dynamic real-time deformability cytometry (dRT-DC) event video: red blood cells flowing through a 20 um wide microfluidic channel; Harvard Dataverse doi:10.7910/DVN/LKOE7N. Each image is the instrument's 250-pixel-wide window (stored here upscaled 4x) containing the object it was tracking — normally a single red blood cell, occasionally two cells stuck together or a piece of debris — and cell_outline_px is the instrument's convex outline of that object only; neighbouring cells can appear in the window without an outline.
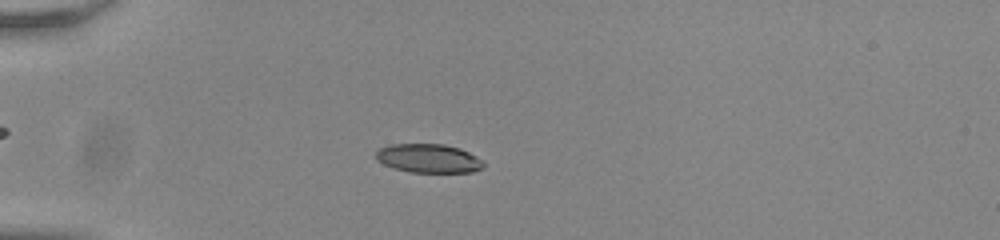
{"species": "common noctule bat (a hibernating species)", "species_latin": "Nyctalus noctula", "temperature_condition": "room temperature", "stored_images_in_passage": 56, "camera_frame_rate_fps": 3000, "um_per_image_px": 0.085, "animal": {"sex": "male", "body_mass_g": 20.0, "forearm_length_mm": 53.3}, "frame": {"image": 1, "passage_image": 17, "time_ms": 5.333, "image_size_px": [1000, 240], "cell_outline_px": [[484, 168], [472, 172], [412, 172], [396, 168], [384, 164], [376, 160], [376, 152], [380, 148], [392, 144], [444, 144], [460, 148], [476, 156], [484, 164]], "centroid_in_image_um": [36.44, 13.46], "position_along_channel_um": 48.6, "area_um2": 17.92}}
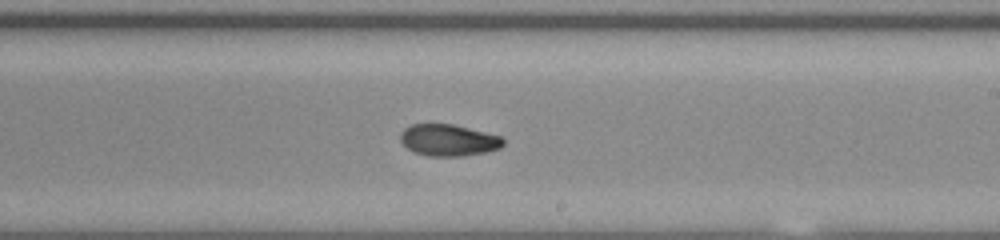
{"frame": {"image": 2, "passage_image": 35, "time_ms": 11.333, "image_size_px": [1000, 240], "cell_outline_px": [[504, 144], [500, 148], [488, 152], [464, 156], [428, 156], [412, 152], [400, 140], [400, 132], [404, 128], [412, 124], [452, 124], [500, 136], [504, 140]], "centroid_in_image_um": [38.11, 11.92], "position_along_channel_um": 250.9, "area_um2": 19.02}}
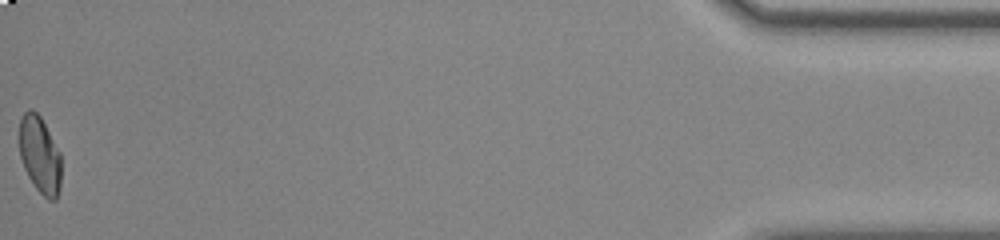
{"frame": {"image": 3, "passage_image": 56, "time_ms": 18.333, "image_size_px": [1000, 240], "cell_outline_px": [[60, 188], [56, 200], [48, 200], [36, 188], [28, 176], [24, 168], [20, 156], [20, 116], [28, 108], [32, 108], [40, 116], [60, 152]], "centroid_in_image_um": [3.38, 13.15], "position_along_channel_um": 431.8, "area_um2": 18.73}, "authors_computed_cell_mechanics": {"area_um2": 19.1607, "velocity_mm_per_s": 3.8193, "shape_relaxation_time_tau1_ms": 8.5394, "shape_relaxation_time_tau2_ms": 1.8668, "deformation_change_tau1": 0.2002, "deformation_change_tau2": 0.0578}}